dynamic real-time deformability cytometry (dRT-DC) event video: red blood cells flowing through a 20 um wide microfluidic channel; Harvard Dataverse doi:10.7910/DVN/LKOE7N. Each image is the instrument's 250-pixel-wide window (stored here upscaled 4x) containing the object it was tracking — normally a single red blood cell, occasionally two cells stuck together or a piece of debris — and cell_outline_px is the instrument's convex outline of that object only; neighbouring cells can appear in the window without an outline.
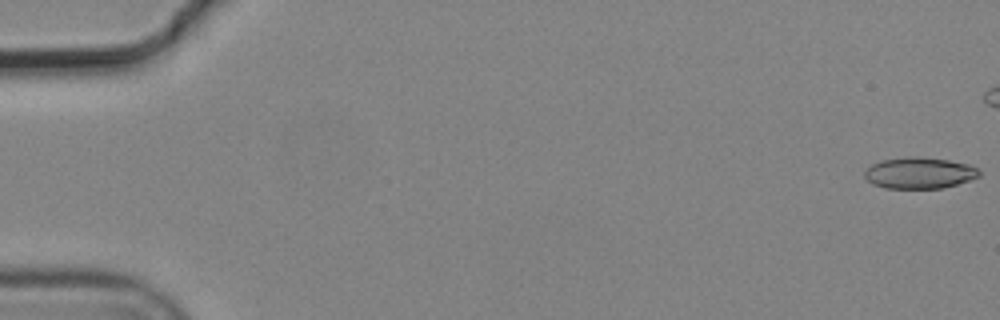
{"species": "common noctule bat (a hibernating species)", "species_latin": "Nyctalus noctula", "temperature_condition": "cold", "stored_images_in_passage": 5, "camera_frame_rate_fps": 3000, "um_per_image_px": 0.085, "animal": {"sex": "male", "body_mass_g": 19.2, "forearm_length_mm": 51.8}, "frame": {"image": 1, "passage_image": 1, "time_ms": 0.0, "image_size_px": [1000, 320], "cell_outline_px": [[980, 176], [944, 188], [884, 188], [872, 184], [864, 176], [864, 172], [872, 164], [880, 160], [912, 156], [916, 156], [948, 160], [968, 164], [976, 168], [980, 172]], "centroid_in_image_um": [78.12, 14.7], "position_along_channel_um": 6.9, "area_um2": 20.81}}